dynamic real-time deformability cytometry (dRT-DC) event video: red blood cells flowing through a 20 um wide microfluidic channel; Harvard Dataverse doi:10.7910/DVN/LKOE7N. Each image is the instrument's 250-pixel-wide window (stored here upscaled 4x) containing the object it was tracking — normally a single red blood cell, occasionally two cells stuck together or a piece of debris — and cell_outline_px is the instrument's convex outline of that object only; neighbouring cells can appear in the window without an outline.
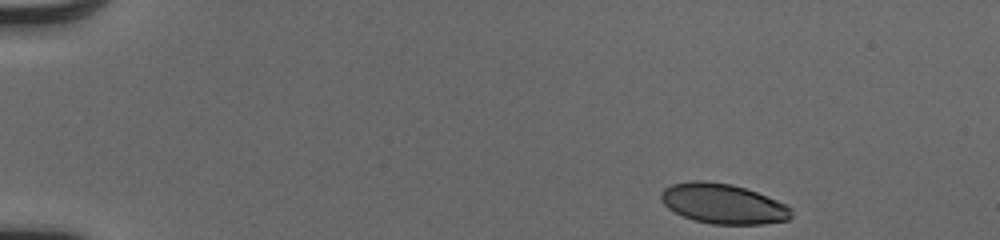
{"species": "human", "species_latin": "Homo sapiens", "temperature_condition": "cold", "stored_images_in_passage": 45, "camera_frame_rate_fps": 3000, "um_per_image_px": 0.085, "donor": {"sex": "male"}, "frame": {"image": 1, "passage_image": 1, "time_ms": 0.0, "image_size_px": [1000, 240], "cell_outline_px": [[792, 216], [788, 220], [764, 224], [712, 224], [696, 220], [684, 216], [668, 208], [660, 200], [660, 192], [664, 188], [672, 184], [692, 180], [704, 180], [732, 184], [756, 192], [788, 204], [792, 208]], "centroid_in_image_um": [61.48, 17.31], "position_along_channel_um": 23.5, "area_um2": 30.52}}
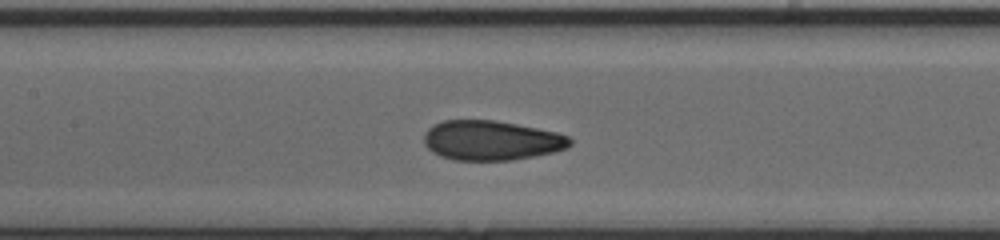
{"frame": {"image": 2, "passage_image": 20, "time_ms": 6.333, "image_size_px": [1000, 240], "cell_outline_px": [[572, 144], [568, 148], [552, 152], [512, 160], [452, 160], [440, 156], [432, 152], [424, 144], [424, 132], [428, 128], [444, 120], [492, 120], [516, 124], [556, 132], [568, 136], [572, 140]], "centroid_in_image_um": [41.74, 11.94], "position_along_channel_um": 165.7, "area_um2": 33.7}}
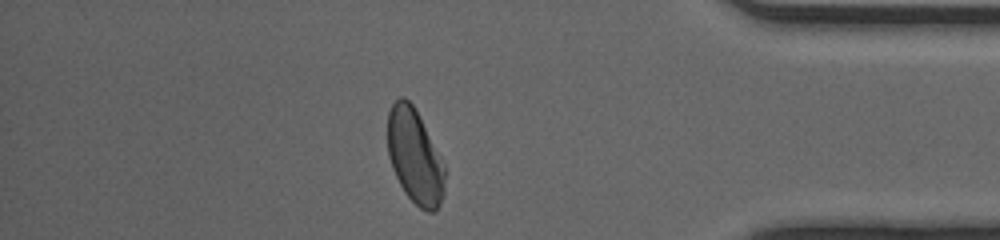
{"frame": {"image": 3, "passage_image": 39, "time_ms": 12.667, "image_size_px": [1000, 240], "cell_outline_px": [[444, 196], [440, 204], [432, 212], [428, 212], [420, 208], [404, 192], [392, 168], [388, 156], [388, 112], [392, 104], [400, 96], [404, 96], [412, 104], [440, 156], [444, 164]], "centroid_in_image_um": [35.24, 13.31], "position_along_channel_um": 400.0, "area_um2": 31.1}, "authors_computed_cell_mechanics": {"area_um2": 32.8882, "velocity_mm_per_s": 4.1048, "shape_relaxation_time_tau1_ms": 4.2078, "shape_relaxation_time_tau2_ms": 0.7645, "deformation_change_tau1": 0.1594, "deformation_change_tau2": 0.0579}}